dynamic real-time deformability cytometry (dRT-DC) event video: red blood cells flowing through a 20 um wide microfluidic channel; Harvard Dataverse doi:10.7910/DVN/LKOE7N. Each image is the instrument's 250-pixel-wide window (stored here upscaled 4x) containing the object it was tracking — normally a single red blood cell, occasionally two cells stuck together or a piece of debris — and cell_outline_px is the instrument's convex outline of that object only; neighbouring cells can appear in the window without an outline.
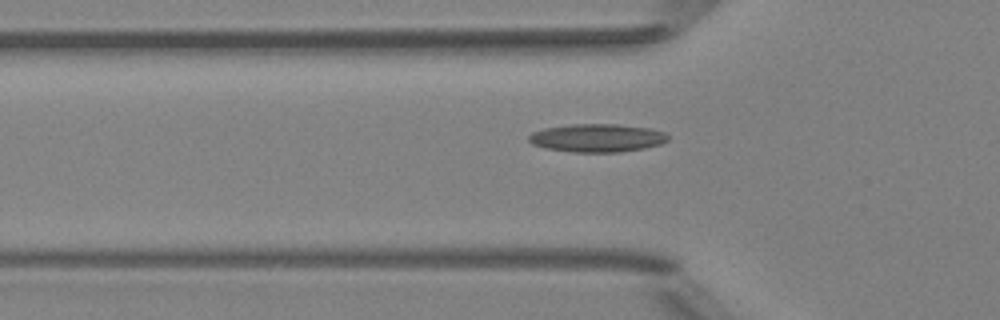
{"species": "Egyptian fruit bat (a non-hibernating species)", "species_latin": "Rousettus aegyptiacus", "temperature_condition": "room temperature", "stored_images_in_passage": 4, "camera_frame_rate_fps": 3000, "um_per_image_px": 0.085, "animal": {"sex": "female"}, "frame": {"image": 1, "passage_image": 4, "time_ms": 4.333, "image_size_px": [1000, 320], "cell_outline_px": [[668, 140], [660, 144], [644, 148], [620, 152], [572, 152], [544, 148], [532, 144], [528, 140], [528, 136], [532, 132], [544, 128], [572, 124], [616, 124], [648, 128], [664, 132], [668, 136]], "centroid_in_image_um": [50.72, 11.73], "position_along_channel_um": 75.1, "area_um2": 22.83}}